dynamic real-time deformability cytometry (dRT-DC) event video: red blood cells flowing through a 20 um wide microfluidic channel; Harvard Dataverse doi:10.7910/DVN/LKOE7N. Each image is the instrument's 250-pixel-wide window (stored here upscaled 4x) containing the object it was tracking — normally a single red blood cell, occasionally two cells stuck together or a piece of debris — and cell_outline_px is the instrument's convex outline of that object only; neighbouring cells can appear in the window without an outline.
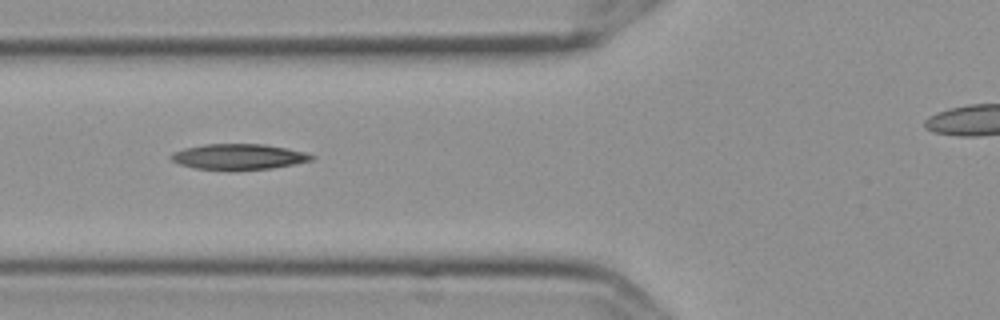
{"species": "Egyptian fruit bat (a non-hibernating species)", "species_latin": "Rousettus aegyptiacus", "temperature_condition": "cold", "stored_images_in_passage": 11, "camera_frame_rate_fps": 3000, "um_per_image_px": 0.085, "frame": {"image": 1, "passage_image": 4, "time_ms": 1.0, "image_size_px": [1000, 320], "cell_outline_px": [[316, 156], [312, 160], [272, 168], [196, 168], [180, 164], [172, 160], [168, 156], [172, 152], [184, 148], [204, 144], [264, 144], [288, 148], [304, 152]], "centroid_in_image_um": [20.28, 13.28], "position_along_channel_um": 105.5, "area_um2": 20.35}}
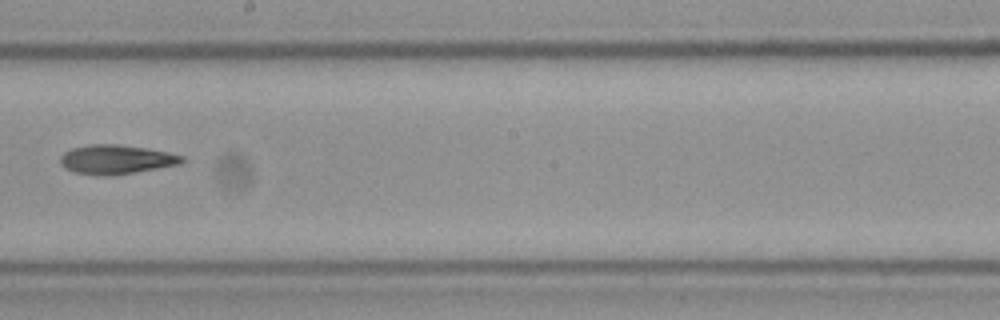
{"frame": {"image": 2, "passage_image": 7, "time_ms": 2.0, "image_size_px": [1000, 320], "cell_outline_px": [[184, 160], [180, 164], [136, 172], [112, 176], [100, 176], [72, 172], [60, 164], [60, 156], [64, 152], [72, 148], [88, 144], [116, 144], [148, 148], [168, 152], [184, 156]], "centroid_in_image_um": [9.85, 13.56], "position_along_channel_um": 238.3, "area_um2": 20.92}}
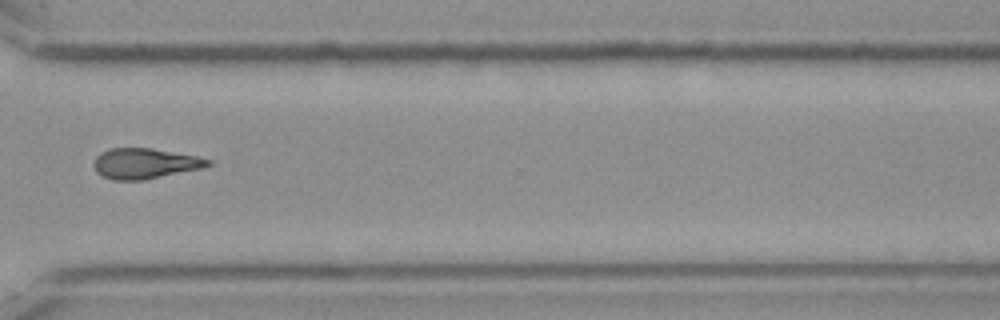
{"frame": {"image": 3, "passage_image": 10, "time_ms": 3.0, "image_size_px": [1000, 320], "cell_outline_px": [[212, 164], [204, 168], [144, 180], [112, 180], [96, 172], [92, 164], [96, 156], [112, 148], [152, 148], [196, 156], [212, 160]], "centroid_in_image_um": [12.34, 13.9], "position_along_channel_um": 358.3, "area_um2": 20.29}}